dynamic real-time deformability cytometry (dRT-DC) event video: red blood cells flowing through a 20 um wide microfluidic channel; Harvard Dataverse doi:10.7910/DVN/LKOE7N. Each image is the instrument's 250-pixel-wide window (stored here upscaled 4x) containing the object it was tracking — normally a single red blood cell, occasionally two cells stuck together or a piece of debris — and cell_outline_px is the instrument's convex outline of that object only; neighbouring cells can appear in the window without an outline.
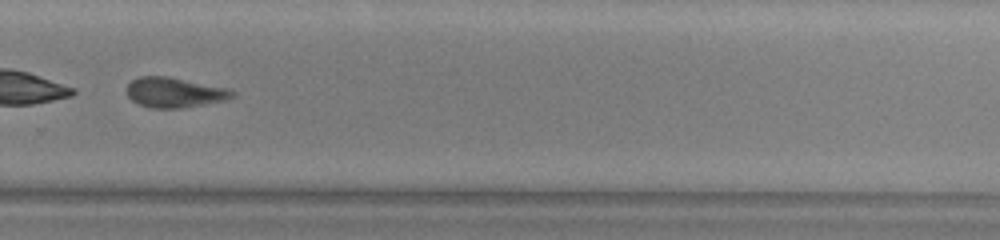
{"species": "common noctule bat (a hibernating species)", "species_latin": "Nyctalus noctula", "temperature_condition": "warm", "stored_images_in_passage": 36, "camera_frame_rate_fps": 3000, "um_per_image_px": 0.085, "animal": {"sex": "male", "body_mass_g": 13.0, "forearm_length_mm": 53.1}, "frame": {"image": 1, "passage_image": 21, "time_ms": 6.667, "image_size_px": [1000, 240], "cell_outline_px": [[236, 96], [228, 100], [180, 108], [152, 108], [140, 104], [132, 100], [128, 96], [124, 88], [132, 80], [140, 76], [168, 76], [228, 88], [236, 92]], "centroid_in_image_um": [14.85, 7.85], "position_along_channel_um": 315.0, "area_um2": 18.67}}